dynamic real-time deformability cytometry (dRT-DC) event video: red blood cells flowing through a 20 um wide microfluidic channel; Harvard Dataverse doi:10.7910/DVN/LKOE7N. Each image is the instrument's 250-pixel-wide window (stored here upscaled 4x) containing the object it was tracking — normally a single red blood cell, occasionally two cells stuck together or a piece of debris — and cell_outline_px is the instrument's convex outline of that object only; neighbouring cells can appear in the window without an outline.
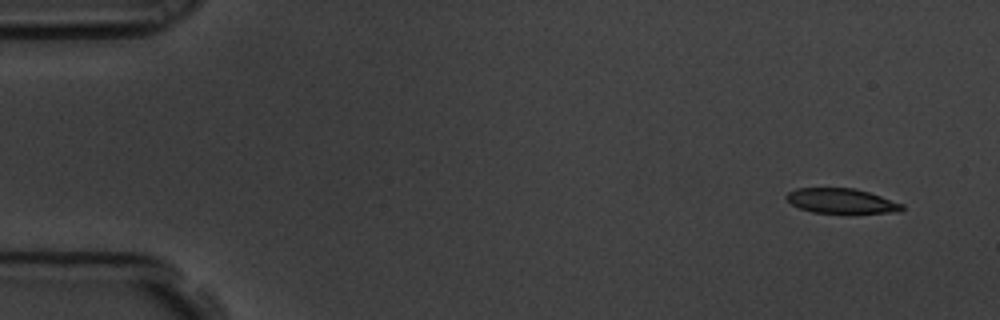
{"species": "common noctule bat (a hibernating species)", "species_latin": "Nyctalus noctula", "temperature_condition": "room temperature", "stored_images_in_passage": 11, "camera_frame_rate_fps": 3000, "um_per_image_px": 0.085, "animal": {"sex": "male", "body_mass_g": 19.5, "forearm_length_mm": 54.6}, "frame": {"image": 1, "passage_image": 1, "time_ms": 0.0, "image_size_px": [1000, 320], "cell_outline_px": [[904, 208], [900, 212], [812, 212], [800, 208], [792, 204], [784, 196], [788, 192], [796, 188], [856, 188], [904, 204]], "centroid_in_image_um": [71.5, 17.06], "position_along_channel_um": 13.5, "area_um2": 16.47}}
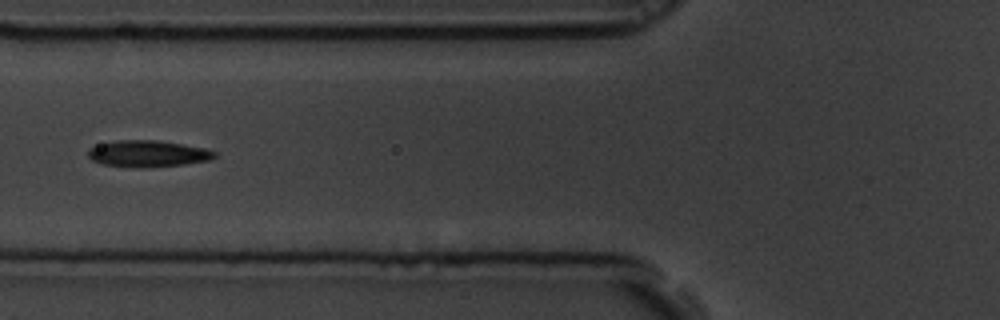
{"frame": {"image": 2, "passage_image": 6, "time_ms": 1.667, "image_size_px": [1000, 320], "cell_outline_px": [[216, 156], [208, 160], [184, 164], [140, 168], [104, 164], [92, 160], [88, 156], [88, 148], [100, 144], [116, 140], [156, 140], [204, 148], [216, 152]], "centroid_in_image_um": [12.54, 13.06], "position_along_channel_um": 113.3, "area_um2": 19.31}}
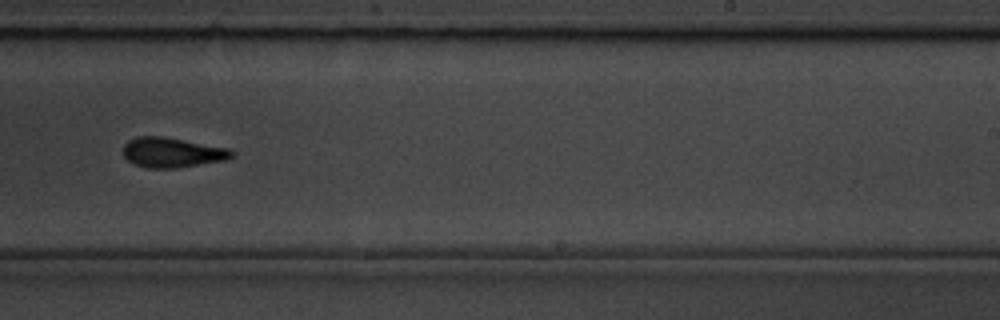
{"frame": {"image": 3, "passage_image": 10, "time_ms": 3.0, "image_size_px": [1000, 320], "cell_outline_px": [[236, 156], [224, 160], [176, 168], [148, 168], [136, 164], [128, 160], [124, 156], [124, 144], [128, 140], [136, 136], [160, 136], [232, 148], [236, 152]], "centroid_in_image_um": [14.69, 12.95], "position_along_channel_um": 274.3, "area_um2": 19.02}}